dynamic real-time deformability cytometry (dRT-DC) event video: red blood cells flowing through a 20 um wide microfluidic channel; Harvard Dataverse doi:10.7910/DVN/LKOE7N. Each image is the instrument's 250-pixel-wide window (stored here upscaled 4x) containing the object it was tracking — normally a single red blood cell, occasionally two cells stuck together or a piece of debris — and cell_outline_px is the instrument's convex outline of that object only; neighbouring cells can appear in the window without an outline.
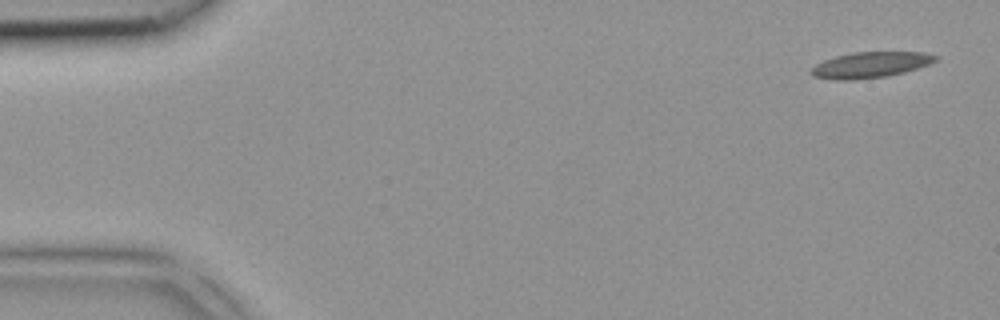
{"species": "common noctule bat (a hibernating species)", "species_latin": "Nyctalus noctula", "temperature_condition": "room temperature", "stored_images_in_passage": 4, "camera_frame_rate_fps": 3000, "um_per_image_px": 0.085, "animal": {"sex": "female", "body_mass_g": 18.4}, "frame": {"image": 1, "passage_image": 1, "time_ms": 0.0, "image_size_px": [1000, 320], "cell_outline_px": [[940, 56], [936, 60], [928, 64], [904, 72], [888, 76], [852, 80], [836, 80], [812, 76], [808, 72], [816, 64], [824, 60], [836, 56], [852, 52], [924, 52]], "centroid_in_image_um": [73.96, 5.51], "position_along_channel_um": 11.0, "area_um2": 18.73}}